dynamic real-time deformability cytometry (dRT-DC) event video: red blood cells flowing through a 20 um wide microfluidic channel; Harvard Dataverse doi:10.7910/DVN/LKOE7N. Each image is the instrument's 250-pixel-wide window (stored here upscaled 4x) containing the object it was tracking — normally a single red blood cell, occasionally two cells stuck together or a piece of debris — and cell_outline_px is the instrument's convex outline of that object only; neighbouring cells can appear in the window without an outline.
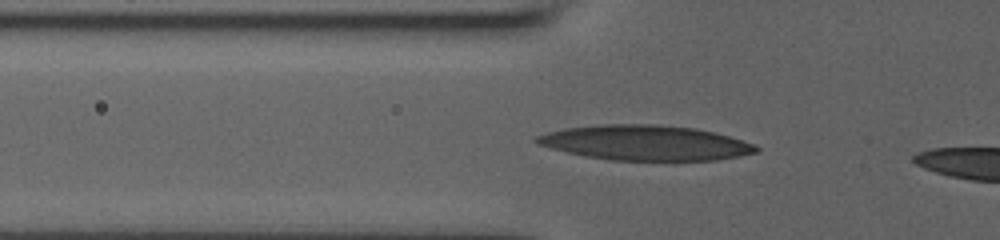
{"species": "human", "species_latin": "Homo sapiens", "temperature_condition": "room temperature", "stored_images_in_passage": 55, "camera_frame_rate_fps": 3000, "um_per_image_px": 0.085, "donor": {"sex": "male"}, "frame": {"image": 1, "passage_image": 3, "time_ms": 0.333, "image_size_px": [1000, 240], "cell_outline_px": [[760, 148], [756, 152], [716, 160], [612, 160], [584, 156], [536, 144], [532, 140], [536, 136], [548, 132], [564, 128], [604, 124], [656, 124], [696, 128], [728, 136], [752, 144]], "centroid_in_image_um": [54.79, 12.13], "position_along_channel_um": 71.0, "area_um2": 44.45}}
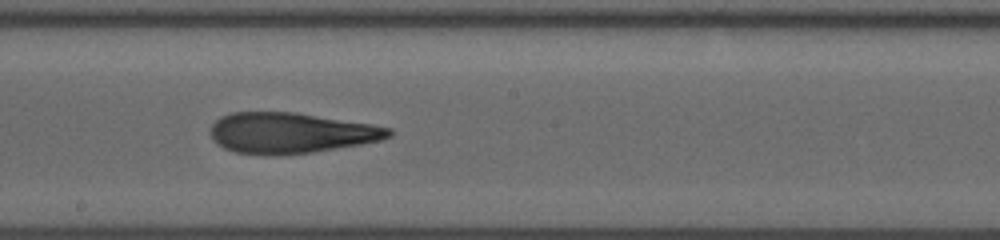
{"frame": {"image": 2, "passage_image": 23, "time_ms": 4.333, "image_size_px": [1000, 240], "cell_outline_px": [[392, 136], [380, 140], [360, 144], [312, 152], [236, 152], [224, 148], [216, 144], [212, 140], [212, 124], [216, 120], [232, 112], [296, 112], [372, 124], [392, 128]], "centroid_in_image_um": [24.76, 11.25], "position_along_channel_um": 223.4, "area_um2": 41.1}}
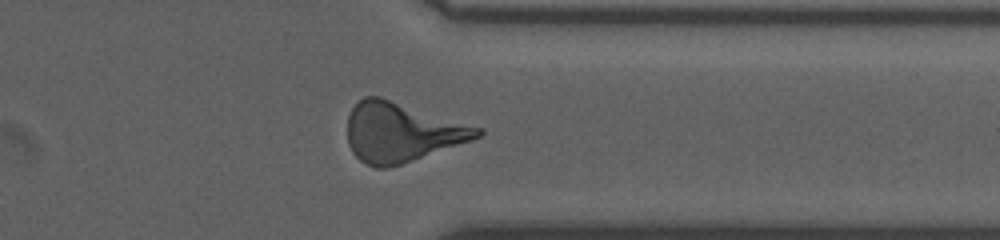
{"frame": {"image": 3, "passage_image": 44, "time_ms": 8.333, "image_size_px": [1000, 240], "cell_outline_px": [[484, 132], [480, 136], [472, 140], [400, 164], [384, 168], [376, 168], [360, 160], [352, 152], [348, 144], [348, 116], [352, 108], [364, 96], [380, 96], [484, 128]], "centroid_in_image_um": [34.14, 11.22], "position_along_channel_um": 377.3, "area_um2": 44.74}}